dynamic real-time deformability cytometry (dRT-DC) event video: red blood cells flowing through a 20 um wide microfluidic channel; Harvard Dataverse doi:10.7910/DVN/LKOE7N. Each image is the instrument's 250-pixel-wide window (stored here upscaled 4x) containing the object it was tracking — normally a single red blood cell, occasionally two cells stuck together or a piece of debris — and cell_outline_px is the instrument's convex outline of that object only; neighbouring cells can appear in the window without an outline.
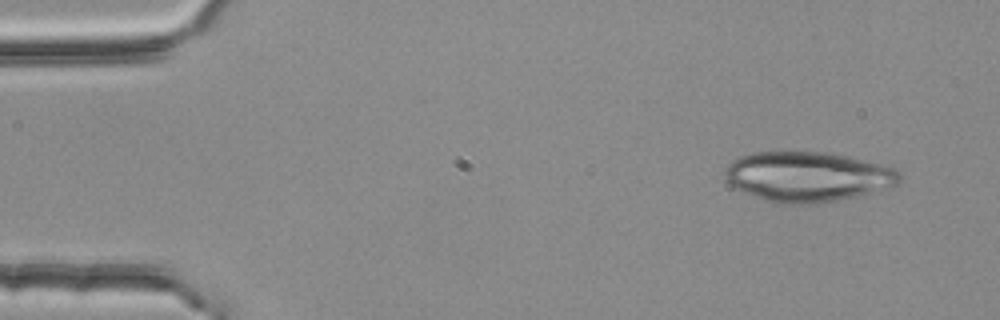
{"species": "common noctule bat (a hibernating species)", "species_latin": "Nyctalus noctula", "temperature_condition": "room temperature", "stored_images_in_passage": 50, "camera_frame_rate_fps": 3000, "um_per_image_px": 0.085, "animal": {"sex": "female", "body_mass_g": 25.1}, "frame": {"image": 1, "passage_image": 1, "time_ms": 0.0, "image_size_px": [1000, 320], "cell_outline_px": [[900, 180], [896, 184], [856, 196], [840, 200], [812, 204], [776, 204], [752, 196], [736, 188], [724, 176], [724, 168], [732, 160], [740, 156], [752, 152], [824, 152], [848, 156], [896, 168], [900, 172]], "centroid_in_image_um": [68.6, 15.02], "position_along_channel_um": 16.4, "area_um2": 50.81}}
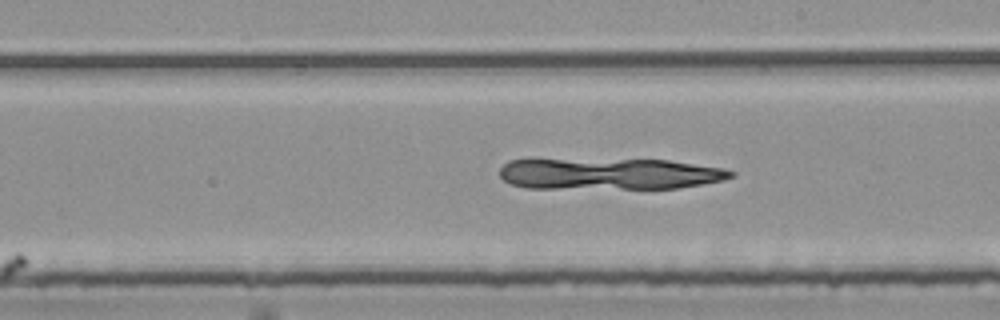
{"frame": {"image": 2, "passage_image": 27, "time_ms": 8.667, "image_size_px": [1000, 320], "cell_outline_px": [[736, 176], [724, 180], [680, 188], [528, 188], [508, 184], [500, 176], [500, 168], [508, 160], [668, 160], [724, 168], [736, 172]], "centroid_in_image_um": [51.84, 14.79], "position_along_channel_um": 237.2, "area_um2": 42.14}}
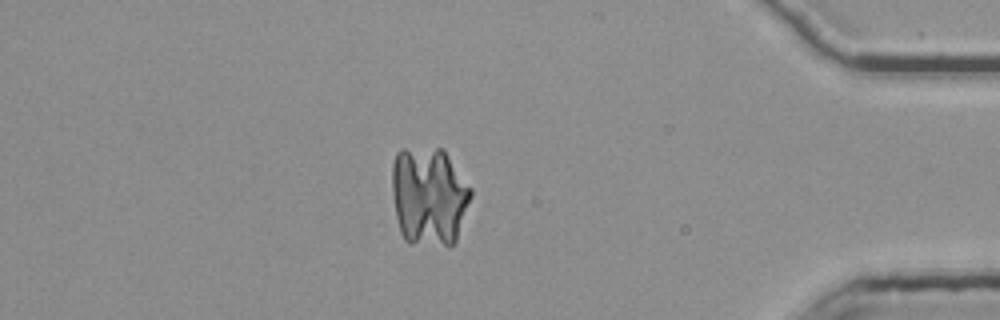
{"frame": {"image": 3, "passage_image": 43, "time_ms": 14.0, "image_size_px": [1000, 320], "cell_outline_px": [[472, 196], [456, 240], [448, 248], [408, 244], [404, 240], [400, 232], [396, 216], [392, 192], [392, 164], [396, 152], [400, 148], [440, 148], [444, 152], [472, 188]], "centroid_in_image_um": [36.44, 16.73], "position_along_channel_um": 398.8, "area_um2": 46.18}}